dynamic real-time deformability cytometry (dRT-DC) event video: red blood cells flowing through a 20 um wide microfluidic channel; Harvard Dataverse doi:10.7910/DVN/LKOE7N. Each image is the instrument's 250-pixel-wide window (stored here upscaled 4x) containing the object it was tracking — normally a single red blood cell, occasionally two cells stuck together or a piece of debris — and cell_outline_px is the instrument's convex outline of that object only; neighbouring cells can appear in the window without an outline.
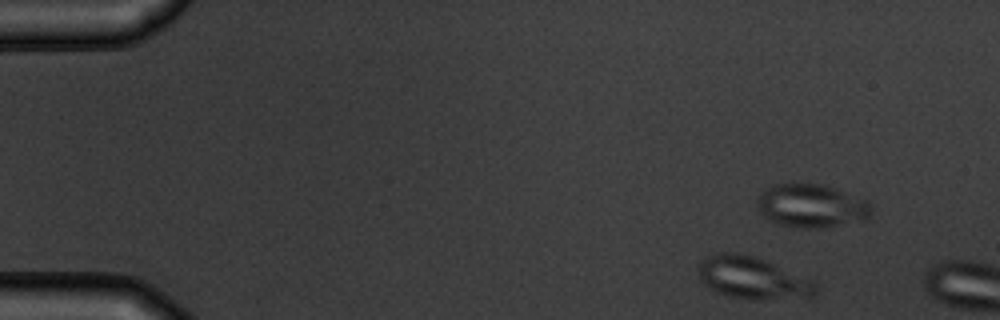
{"species": "common noctule bat (a hibernating species)", "species_latin": "Nyctalus noctula", "temperature_condition": "warm", "stored_images_in_passage": 2, "camera_frame_rate_fps": 3000, "um_per_image_px": 0.085, "animal": {"sex": "male", "body_mass_g": 19.5, "forearm_length_mm": 54.6}, "frame": {"image": 1, "passage_image": 1, "time_ms": 0.0, "image_size_px": [1000, 320], "cell_outline_px": [[816, 296], [748, 300], [724, 296], [708, 288], [700, 280], [696, 268], [696, 264], [700, 260], [708, 256], [720, 252], [736, 252], [756, 256], [816, 280]], "centroid_in_image_um": [63.93, 23.61], "position_along_channel_um": 21.1, "area_um2": 29.65}}